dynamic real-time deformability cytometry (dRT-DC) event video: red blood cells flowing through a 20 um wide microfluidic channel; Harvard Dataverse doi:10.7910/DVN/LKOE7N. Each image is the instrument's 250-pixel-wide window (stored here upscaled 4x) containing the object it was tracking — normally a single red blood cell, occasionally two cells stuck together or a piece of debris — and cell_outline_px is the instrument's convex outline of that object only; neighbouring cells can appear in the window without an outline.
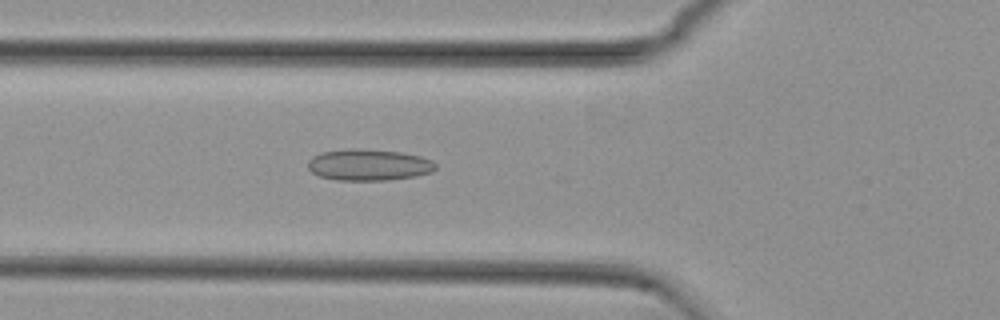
{"species": "common noctule bat (a hibernating species)", "species_latin": "Nyctalus noctula", "temperature_condition": "cold", "stored_images_in_passage": 43, "camera_frame_rate_fps": 3000, "um_per_image_px": 0.085, "animal": {"sex": "female", "body_mass_g": 29.2, "forearm_length_mm": 56.3}, "frame": {"image": 1, "passage_image": 8, "time_ms": 2.333, "image_size_px": [1000, 320], "cell_outline_px": [[436, 168], [432, 172], [416, 176], [388, 180], [336, 180], [320, 176], [312, 172], [308, 168], [308, 160], [312, 156], [320, 152], [348, 148], [360, 148], [400, 152], [420, 156], [432, 160], [436, 164]], "centroid_in_image_um": [31.33, 14.0], "position_along_channel_um": 94.5, "area_um2": 23.58}}
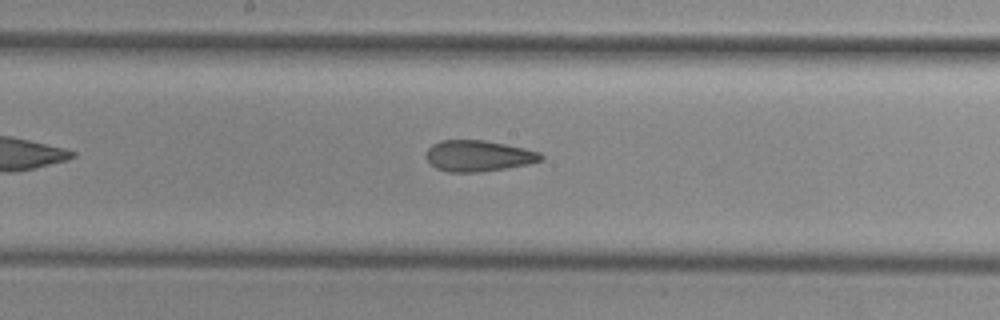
{"frame": {"image": 2, "passage_image": 17, "time_ms": 5.333, "image_size_px": [1000, 320], "cell_outline_px": [[544, 160], [528, 164], [480, 172], [448, 172], [436, 168], [424, 156], [424, 152], [432, 144], [440, 140], [484, 140], [524, 148], [540, 152], [544, 156]], "centroid_in_image_um": [40.64, 13.24], "position_along_channel_um": 207.6, "area_um2": 20.87}}
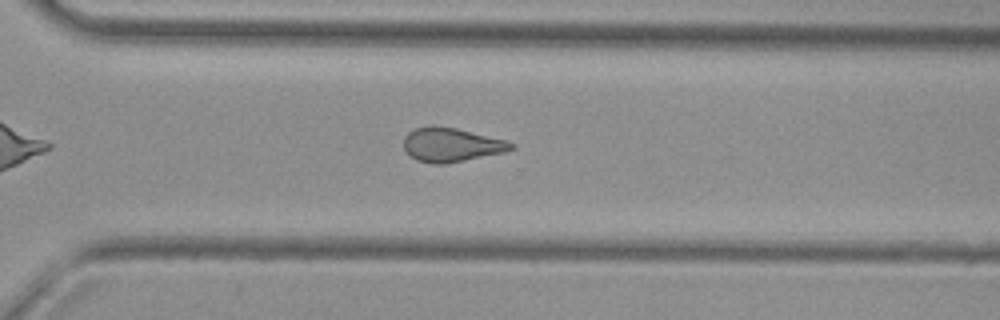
{"frame": {"image": 3, "passage_image": 27, "time_ms": 8.667, "image_size_px": [1000, 320], "cell_outline_px": [[516, 148], [508, 152], [444, 164], [432, 164], [416, 160], [404, 148], [404, 136], [408, 132], [416, 128], [432, 124], [456, 128], [504, 140], [516, 144]], "centroid_in_image_um": [38.38, 12.3], "position_along_channel_um": 332.2, "area_um2": 21.44}, "authors_computed_cell_mechanics": {"area_um2": 21.386, "velocity_mm_per_s": 3.7468, "shape_relaxation_time_tau1_ms": null, "shape_relaxation_time_tau2_ms": 2.4111, "deformation_change_tau1": null, "deformation_change_tau2": 0.1127}}